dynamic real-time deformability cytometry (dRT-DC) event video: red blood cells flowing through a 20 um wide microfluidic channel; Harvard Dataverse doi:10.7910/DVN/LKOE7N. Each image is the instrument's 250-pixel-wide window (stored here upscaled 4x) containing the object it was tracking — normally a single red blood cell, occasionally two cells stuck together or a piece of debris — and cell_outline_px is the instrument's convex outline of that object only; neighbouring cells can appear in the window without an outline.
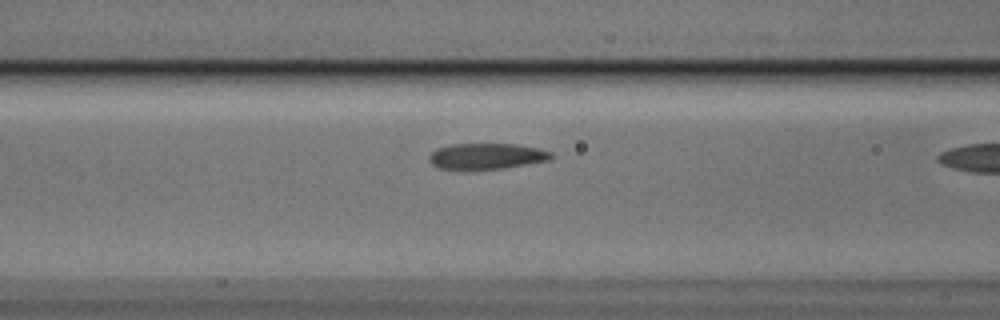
{"species": "Egyptian fruit bat (a non-hibernating species)", "species_latin": "Rousettus aegyptiacus", "temperature_condition": "cold", "stored_images_in_passage": 6, "camera_frame_rate_fps": 3000, "um_per_image_px": 0.085, "animal": {"sex": "male"}, "frame": {"image": 1, "passage_image": 5, "time_ms": 1.333, "image_size_px": [1000, 320], "cell_outline_px": [[552, 156], [548, 160], [504, 168], [440, 168], [432, 164], [428, 160], [428, 156], [436, 148], [452, 144], [516, 144], [540, 148], [552, 152]], "centroid_in_image_um": [41.36, 13.25], "position_along_channel_um": 125.2, "area_um2": 18.09}}